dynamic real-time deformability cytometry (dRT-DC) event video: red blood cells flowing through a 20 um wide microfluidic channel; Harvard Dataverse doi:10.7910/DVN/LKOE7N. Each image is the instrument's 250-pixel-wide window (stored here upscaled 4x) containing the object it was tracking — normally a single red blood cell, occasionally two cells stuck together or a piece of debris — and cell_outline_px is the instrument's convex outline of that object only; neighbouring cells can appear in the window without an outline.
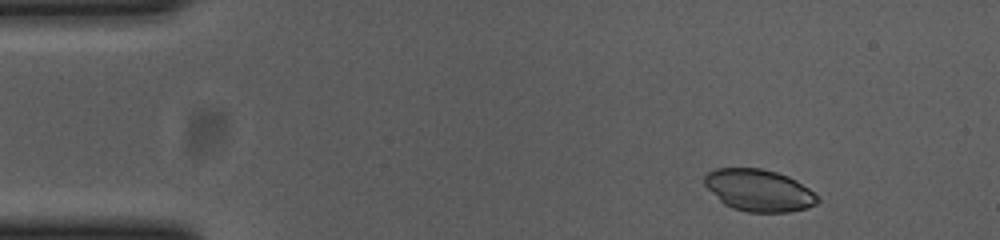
{"species": "common noctule bat (a hibernating species)", "species_latin": "Nyctalus noctula", "temperature_condition": "cold", "stored_images_in_passage": 49, "camera_frame_rate_fps": 3000, "um_per_image_px": 0.085, "animal": {"sex": "female", "body_mass_g": 23.0, "forearm_length_mm": 53.4}, "frame": {"image": 1, "passage_image": 1, "time_ms": 0.0, "image_size_px": [1000, 240], "cell_outline_px": [[820, 200], [816, 204], [808, 208], [788, 212], [748, 212], [732, 208], [724, 204], [704, 184], [704, 176], [708, 172], [716, 168], [760, 168], [776, 172], [788, 176], [796, 180], [820, 196]], "centroid_in_image_um": [64.53, 16.18], "position_along_channel_um": 20.5, "area_um2": 27.69}}
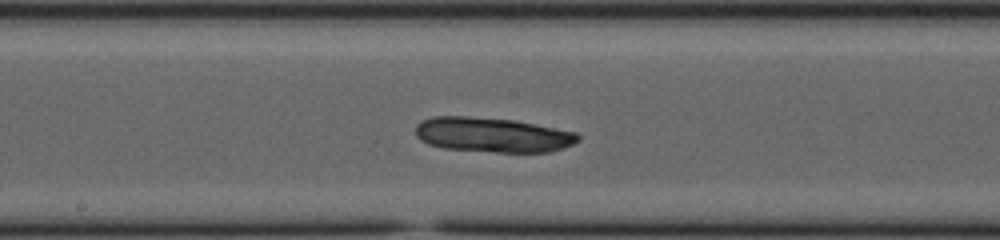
{"frame": {"image": 2, "passage_image": 23, "time_ms": 7.333, "image_size_px": [1000, 240], "cell_outline_px": [[580, 140], [564, 148], [552, 152], [496, 152], [444, 148], [428, 144], [420, 140], [416, 136], [416, 124], [420, 120], [432, 116], [468, 116], [512, 120], [576, 132], [580, 136]], "centroid_in_image_um": [41.84, 11.46], "position_along_channel_um": 206.4, "area_um2": 33.0}}
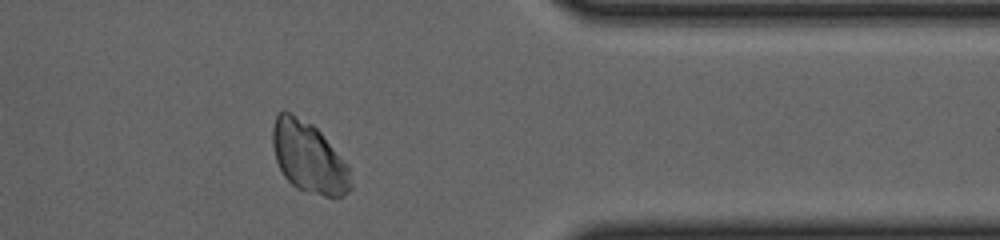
{"frame": {"image": 3, "passage_image": 39, "time_ms": 12.667, "image_size_px": [1000, 240], "cell_outline_px": [[352, 188], [344, 196], [324, 196], [296, 188], [284, 176], [276, 160], [272, 144], [272, 128], [276, 116], [284, 108], [312, 124], [320, 132], [348, 164], [352, 184]], "centroid_in_image_um": [26.24, 13.37], "position_along_channel_um": 385.2, "area_um2": 32.31}}